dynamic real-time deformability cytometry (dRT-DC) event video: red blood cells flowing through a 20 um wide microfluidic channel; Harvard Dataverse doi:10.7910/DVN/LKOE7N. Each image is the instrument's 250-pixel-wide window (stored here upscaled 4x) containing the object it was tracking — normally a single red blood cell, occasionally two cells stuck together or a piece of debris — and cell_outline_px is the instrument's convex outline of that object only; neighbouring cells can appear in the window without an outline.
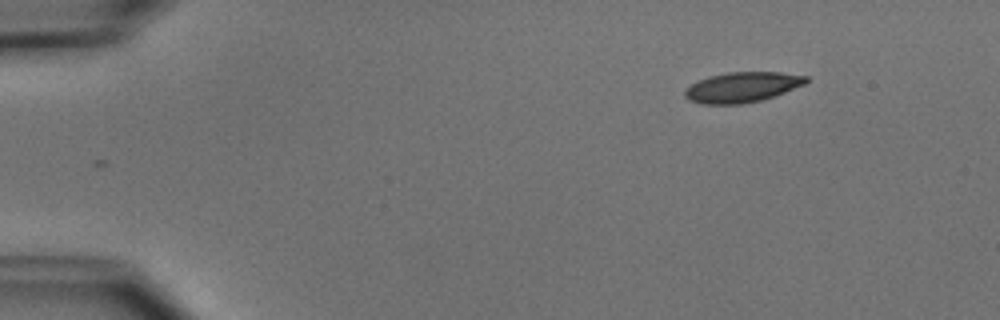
{"species": "common noctule bat (a hibernating species)", "species_latin": "Nyctalus noctula", "temperature_condition": "cold", "stored_images_in_passage": 4, "camera_frame_rate_fps": 3000, "um_per_image_px": 0.085, "animal": {"sex": "male", "body_mass_g": 15.6}, "frame": {"image": 1, "passage_image": 1, "time_ms": 0.0, "image_size_px": [1000, 320], "cell_outline_px": [[808, 80], [804, 84], [784, 92], [760, 100], [740, 104], [700, 104], [688, 100], [684, 96], [684, 92], [692, 84], [708, 76], [728, 72], [780, 72], [808, 76]], "centroid_in_image_um": [63.06, 7.41], "position_along_channel_um": 21.9, "area_um2": 21.15}}